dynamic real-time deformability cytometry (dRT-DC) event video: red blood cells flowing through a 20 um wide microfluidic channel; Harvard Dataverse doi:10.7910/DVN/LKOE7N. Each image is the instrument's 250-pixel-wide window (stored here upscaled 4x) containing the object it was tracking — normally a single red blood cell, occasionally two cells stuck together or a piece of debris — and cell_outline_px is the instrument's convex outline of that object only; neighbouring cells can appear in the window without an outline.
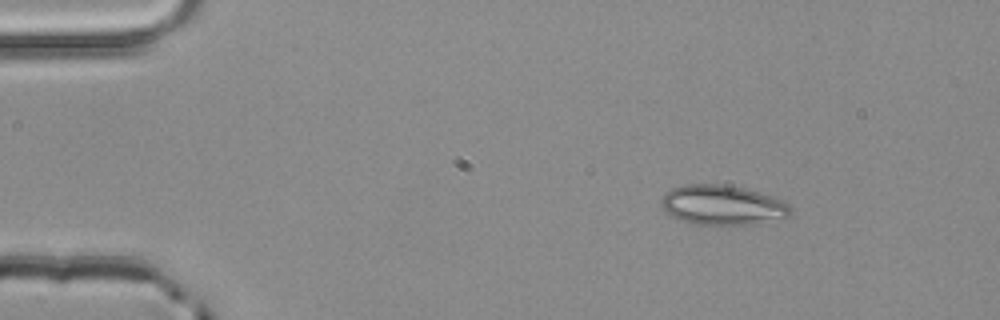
{"species": "common noctule bat (a hibernating species)", "species_latin": "Nyctalus noctula", "temperature_condition": "room temperature", "stored_images_in_passage": 4, "camera_frame_rate_fps": 3000, "um_per_image_px": 0.085, "animal": {"sex": "male", "body_mass_g": 20.4}, "frame": {"image": 1, "passage_image": 1, "time_ms": 0.0, "image_size_px": [1000, 320], "cell_outline_px": [[792, 212], [788, 216], [752, 224], [696, 224], [672, 216], [660, 208], [660, 200], [672, 188], [684, 184], [724, 184], [744, 188], [784, 200], [792, 208]], "centroid_in_image_um": [61.39, 17.41], "position_along_channel_um": 23.6, "area_um2": 29.71}}
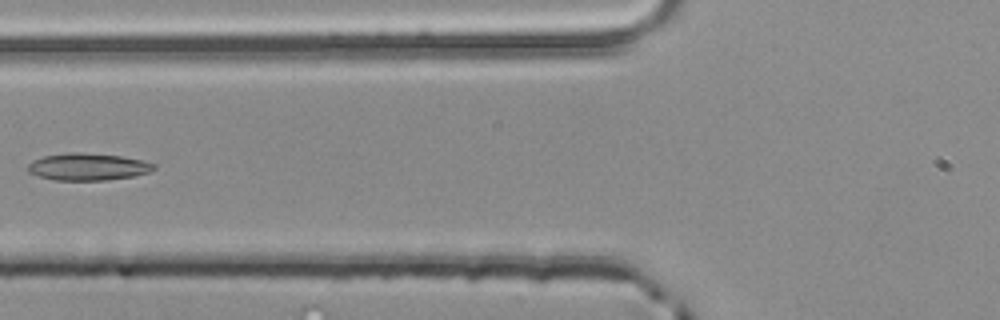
{"frame": {"image": 2, "passage_image": 4, "time_ms": 1.0, "image_size_px": [1000, 320], "cell_outline_px": [[156, 168], [148, 172], [132, 176], [104, 180], [56, 180], [40, 176], [28, 172], [28, 164], [32, 160], [44, 156], [68, 152], [80, 152], [120, 156], [144, 160], [156, 164]], "centroid_in_image_um": [7.47, 14.16], "position_along_channel_um": 118.3, "area_um2": 19.83}}